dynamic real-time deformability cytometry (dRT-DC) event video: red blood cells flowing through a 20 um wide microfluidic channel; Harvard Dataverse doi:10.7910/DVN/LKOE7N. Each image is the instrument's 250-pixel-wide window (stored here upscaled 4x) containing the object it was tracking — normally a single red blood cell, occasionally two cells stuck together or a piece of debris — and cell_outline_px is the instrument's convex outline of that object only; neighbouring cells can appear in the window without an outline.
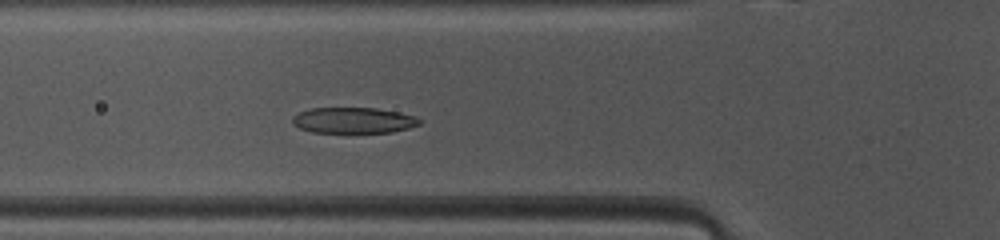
{"species": "common noctule bat (a hibernating species)", "species_latin": "Nyctalus noctula", "temperature_condition": "warm", "stored_images_in_passage": 38, "camera_frame_rate_fps": 3000, "um_per_image_px": 0.085, "animal": {"sex": "female", "body_mass_g": 10.0, "forearm_length_mm": 53.1}, "frame": {"image": 1, "passage_image": 6, "time_ms": 1.667, "image_size_px": [1000, 240], "cell_outline_px": [[420, 124], [408, 128], [392, 132], [348, 136], [312, 132], [300, 128], [292, 124], [292, 116], [300, 112], [312, 108], [376, 108], [400, 112], [416, 116], [420, 120]], "centroid_in_image_um": [30.03, 10.28], "position_along_channel_um": 95.8, "area_um2": 20.23}}
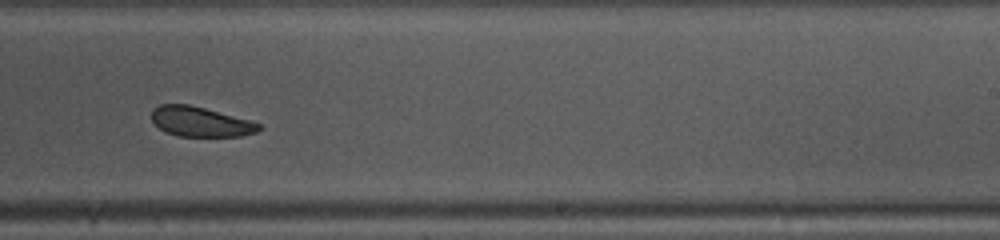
{"frame": {"image": 2, "passage_image": 19, "time_ms": 6.0, "image_size_px": [1000, 240], "cell_outline_px": [[264, 128], [256, 132], [240, 136], [176, 136], [164, 132], [152, 120], [152, 108], [160, 104], [188, 104], [204, 108], [248, 120], [260, 124]], "centroid_in_image_um": [17.01, 10.35], "position_along_channel_um": 272.0, "area_um2": 18.55}}
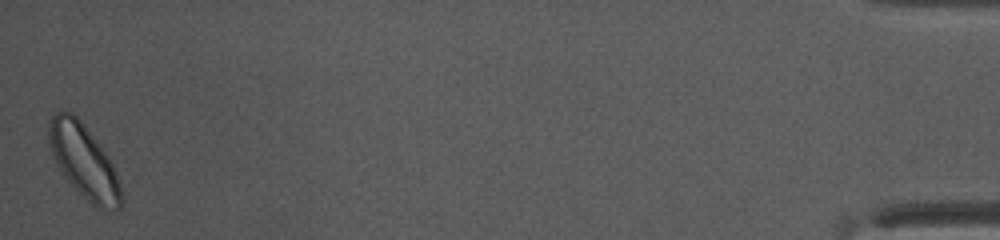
{"frame": {"image": 3, "passage_image": 38, "time_ms": 12.333, "image_size_px": [1000, 240], "cell_outline_px": [[124, 204], [120, 208], [108, 212], [104, 212], [92, 204], [60, 172], [56, 164], [48, 140], [48, 124], [52, 116], [60, 108], [72, 112], [84, 124], [108, 156], [116, 172], [124, 196]], "centroid_in_image_um": [7.15, 13.73], "position_along_channel_um": 428.0, "area_um2": 31.33}, "authors_computed_cell_mechanics": {"area_um2": 20.7502, "velocity_mm_per_s": 4.0686, "shape_relaxation_time_tau1_ms": 2.5883, "shape_relaxation_time_tau2_ms": 2.5957, "deformation_change_tau1": 0.0831, "deformation_change_tau2": 0.0823}}